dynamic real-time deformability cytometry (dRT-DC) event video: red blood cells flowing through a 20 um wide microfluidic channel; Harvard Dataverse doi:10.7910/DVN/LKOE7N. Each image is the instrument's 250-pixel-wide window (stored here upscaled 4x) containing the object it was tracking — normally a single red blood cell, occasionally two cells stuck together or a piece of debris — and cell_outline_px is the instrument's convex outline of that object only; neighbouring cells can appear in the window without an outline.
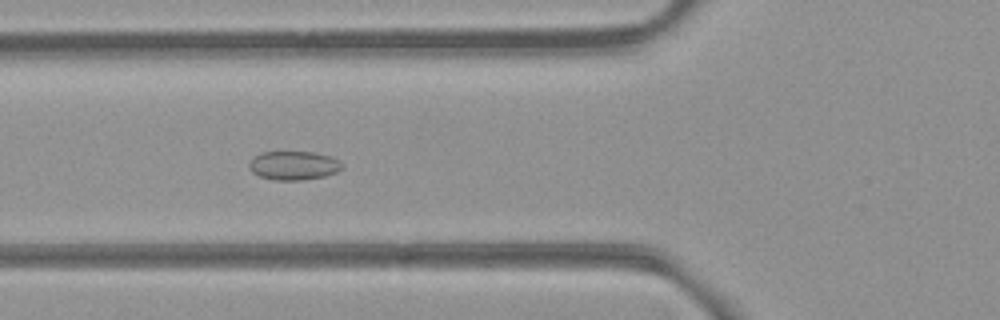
{"species": "common noctule bat (a hibernating species)", "species_latin": "Nyctalus noctula", "temperature_condition": "room temperature", "stored_images_in_passage": 54, "camera_frame_rate_fps": 3000, "um_per_image_px": 0.085, "animal": {"sex": "female", "body_mass_g": 21.9}, "frame": {"image": 1, "passage_image": 20, "time_ms": 6.333, "image_size_px": [1000, 320], "cell_outline_px": [[340, 168], [336, 172], [324, 176], [300, 180], [276, 180], [260, 176], [252, 172], [248, 168], [248, 164], [252, 156], [260, 152], [312, 152], [332, 156], [340, 160]], "centroid_in_image_um": [24.9, 14.05], "position_along_channel_um": 100.9, "area_um2": 15.61}}
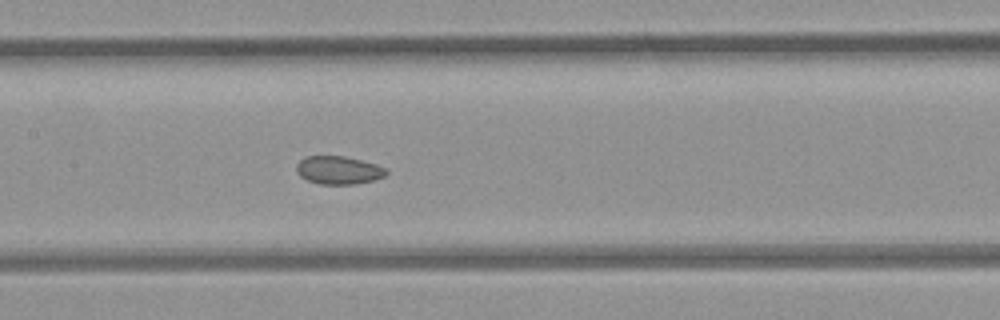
{"frame": {"image": 2, "passage_image": 26, "time_ms": 8.333, "image_size_px": [1000, 320], "cell_outline_px": [[388, 172], [384, 176], [376, 180], [352, 184], [320, 184], [308, 180], [300, 176], [296, 172], [296, 164], [304, 156], [344, 156], [376, 164], [388, 168]], "centroid_in_image_um": [28.78, 14.46], "position_along_channel_um": 178.6, "area_um2": 14.8}}
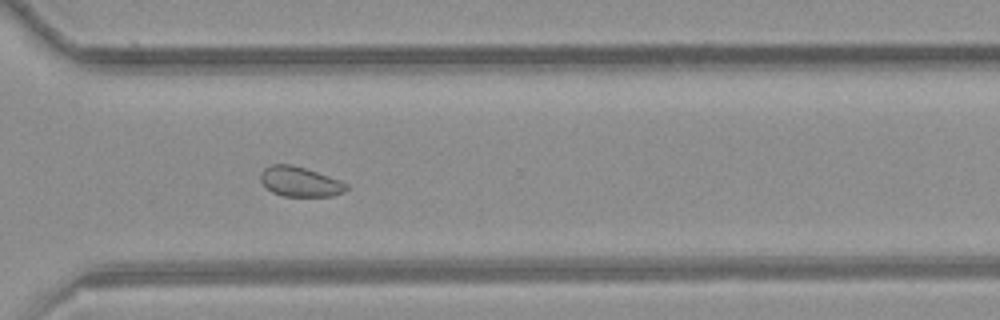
{"frame": {"image": 3, "passage_image": 39, "time_ms": 12.667, "image_size_px": [1000, 320], "cell_outline_px": [[348, 188], [344, 192], [332, 196], [284, 196], [272, 192], [260, 180], [260, 172], [264, 168], [272, 164], [292, 164], [340, 180], [348, 184]], "centroid_in_image_um": [25.49, 15.44], "position_along_channel_um": 345.1, "area_um2": 14.85}, "authors_computed_cell_mechanics": {"area_um2": 16.2996, "velocity_mm_per_s": 3.8518, "shape_relaxation_time_tau1_ms": null, "shape_relaxation_time_tau2_ms": 2.8077, "deformation_change_tau1": null, "deformation_change_tau2": 0.0534}}